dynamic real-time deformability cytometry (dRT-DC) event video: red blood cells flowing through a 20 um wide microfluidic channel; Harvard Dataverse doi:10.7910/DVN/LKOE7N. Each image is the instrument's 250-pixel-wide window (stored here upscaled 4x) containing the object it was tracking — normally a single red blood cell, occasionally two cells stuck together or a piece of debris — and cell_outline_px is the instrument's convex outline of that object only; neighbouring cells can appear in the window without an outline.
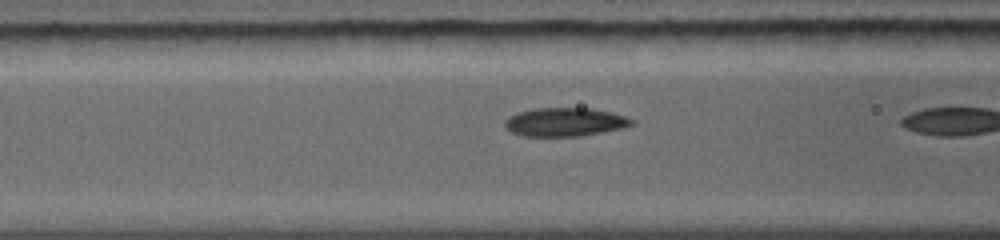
{"species": "common noctule bat (a hibernating species)", "species_latin": "Nyctalus noctula", "temperature_condition": "warm", "stored_images_in_passage": 7, "camera_frame_rate_fps": 5000, "um_per_image_px": 0.085, "animal": {"sex": "female", "body_mass_g": 19.0, "forearm_length_mm": 56.7}, "frame": {"image": 1, "passage_image": 6, "time_ms": 2.0, "image_size_px": [1000, 240], "cell_outline_px": [[632, 124], [624, 128], [580, 136], [524, 136], [512, 132], [504, 124], [504, 120], [508, 116], [516, 112], [536, 108], [592, 108], [612, 112], [624, 116], [632, 120]], "centroid_in_image_um": [47.99, 10.36], "position_along_channel_um": 118.6, "area_um2": 21.1}}